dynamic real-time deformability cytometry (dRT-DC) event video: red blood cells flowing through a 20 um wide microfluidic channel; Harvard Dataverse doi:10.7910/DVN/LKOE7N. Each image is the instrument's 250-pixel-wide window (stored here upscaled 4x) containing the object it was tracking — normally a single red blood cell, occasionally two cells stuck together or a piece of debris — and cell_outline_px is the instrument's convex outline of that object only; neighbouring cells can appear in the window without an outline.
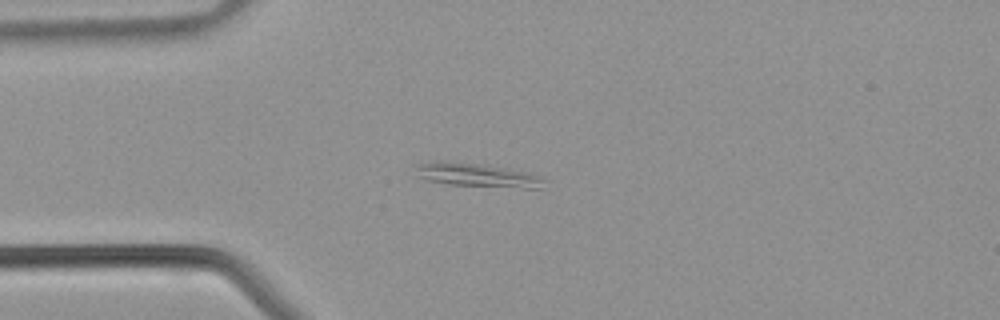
{"species": "common noctule bat (a hibernating species)", "species_latin": "Nyctalus noctula", "temperature_condition": "warm", "stored_images_in_passage": 37, "camera_frame_rate_fps": 3000, "um_per_image_px": 0.085, "animal": {"sex": "male", "body_mass_g": 21.5, "forearm_length_mm": 52.0}, "frame": {"image": 1, "passage_image": 6, "time_ms": 1.667, "image_size_px": [1000, 320], "cell_outline_px": [[548, 180], [540, 188], [524, 188], [448, 184], [424, 180], [416, 176], [412, 164], [432, 160], [448, 160], [484, 164], [528, 172], [544, 176]], "centroid_in_image_um": [40.48, 14.85], "position_along_channel_um": 44.5, "area_um2": 18.55}}
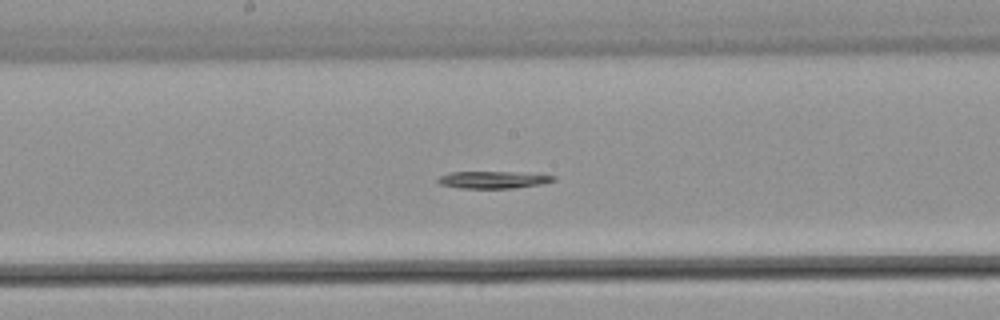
{"frame": {"image": 2, "passage_image": 17, "time_ms": 5.333, "image_size_px": [1000, 320], "cell_outline_px": [[556, 180], [540, 184], [516, 188], [460, 188], [440, 184], [436, 180], [440, 176], [448, 172], [536, 172], [556, 176]], "centroid_in_image_um": [41.99, 15.26], "position_along_channel_um": 206.2, "area_um2": 11.79}}
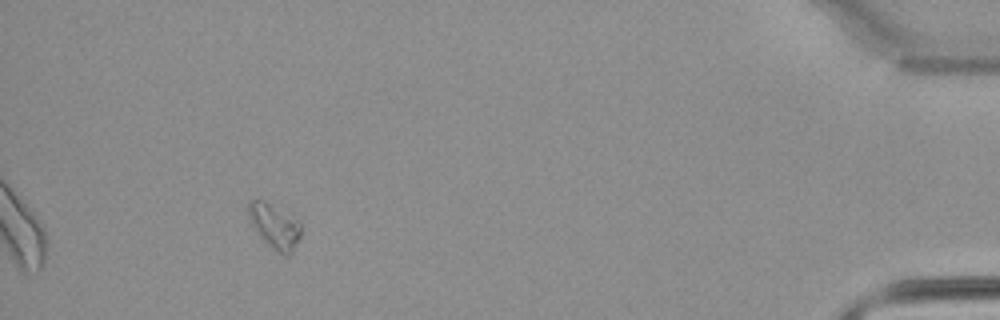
{"frame": {"image": 3, "passage_image": 34, "time_ms": 11.0, "image_size_px": [1000, 320], "cell_outline_px": [[300, 236], [292, 256], [284, 256], [268, 244], [260, 236], [248, 220], [248, 200], [264, 200], [300, 220]], "centroid_in_image_um": [23.35, 19.23], "position_along_channel_um": 411.8, "area_um2": 13.81}}